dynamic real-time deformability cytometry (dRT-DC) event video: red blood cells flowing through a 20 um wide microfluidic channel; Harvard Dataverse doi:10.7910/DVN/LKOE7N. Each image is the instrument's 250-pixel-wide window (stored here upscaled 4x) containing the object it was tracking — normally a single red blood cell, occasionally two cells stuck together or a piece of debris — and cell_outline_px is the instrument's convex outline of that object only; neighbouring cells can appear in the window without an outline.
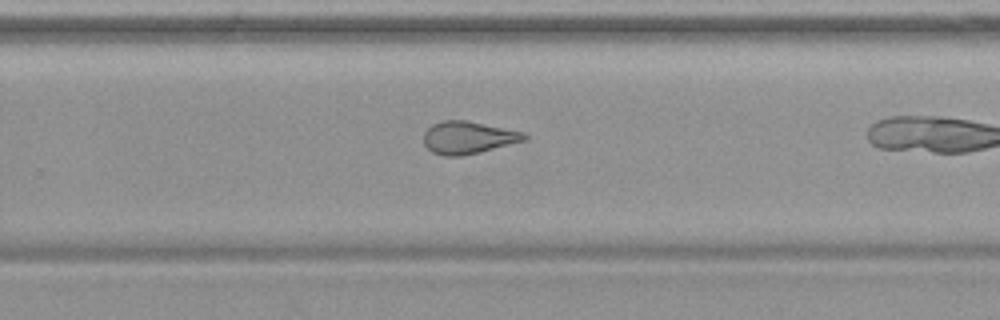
{"species": "common noctule bat (a hibernating species)", "species_latin": "Nyctalus noctula", "temperature_condition": "warm", "stored_images_in_passage": 26, "camera_frame_rate_fps": 3000, "um_per_image_px": 0.085, "animal": {"sex": "female", "body_mass_g": 19.9}, "frame": {"image": 1, "passage_image": 19, "time_ms": 6.0, "image_size_px": [1000, 320], "cell_outline_px": [[528, 140], [460, 156], [444, 156], [432, 152], [424, 144], [424, 132], [432, 124], [444, 120], [468, 120], [524, 132], [528, 136]], "centroid_in_image_um": [39.8, 11.68], "position_along_channel_um": 290.0, "area_um2": 19.02}}